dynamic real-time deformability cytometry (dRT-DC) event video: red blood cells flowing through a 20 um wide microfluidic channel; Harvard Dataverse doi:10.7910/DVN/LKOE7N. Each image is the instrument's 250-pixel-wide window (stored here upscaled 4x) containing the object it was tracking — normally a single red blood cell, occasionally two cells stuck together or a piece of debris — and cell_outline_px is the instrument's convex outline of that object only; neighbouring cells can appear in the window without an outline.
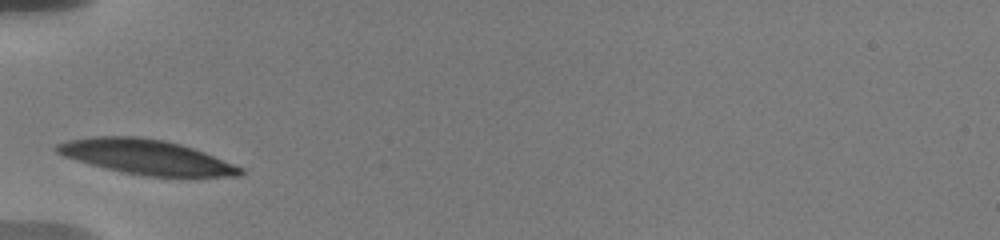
{"species": "human", "species_latin": "Homo sapiens", "temperature_condition": "warm", "stored_images_in_passage": 5, "camera_frame_rate_fps": 3000, "um_per_image_px": 0.085, "donor": {"sex": "male"}, "frame": {"image": 1, "passage_image": 1, "time_ms": 0.0, "image_size_px": [1000, 240], "cell_outline_px": [[244, 172], [240, 176], [144, 176], [124, 172], [92, 164], [64, 156], [56, 152], [56, 144], [68, 140], [92, 136], [140, 136], [164, 140], [180, 144], [204, 152], [244, 168]], "centroid_in_image_um": [12.45, 13.33], "position_along_channel_um": 72.6, "area_um2": 36.7}}
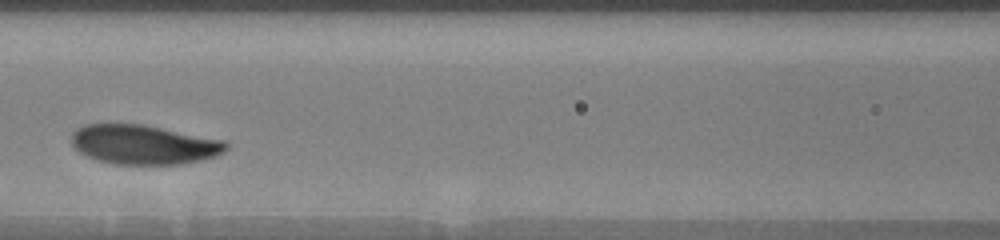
{"frame": {"image": 2, "passage_image": 3, "time_ms": 2.333, "image_size_px": [1000, 240], "cell_outline_px": [[228, 148], [224, 152], [216, 156], [200, 160], [180, 164], [112, 164], [96, 160], [80, 152], [72, 144], [72, 132], [84, 124], [144, 124], [224, 140], [228, 144]], "centroid_in_image_um": [12.23, 12.28], "position_along_channel_um": 154.4, "area_um2": 35.55}}
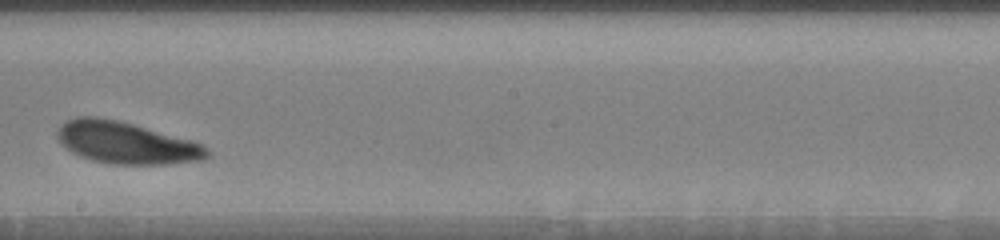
{"frame": {"image": 3, "passage_image": 5, "time_ms": 4.667, "image_size_px": [1000, 240], "cell_outline_px": [[208, 156], [204, 160], [168, 164], [112, 164], [92, 160], [80, 156], [72, 152], [56, 136], [56, 132], [68, 120], [76, 116], [96, 116], [116, 120], [132, 124], [192, 140], [200, 144], [208, 152]], "centroid_in_image_um": [10.72, 12.14], "position_along_channel_um": 237.5, "area_um2": 36.07}}